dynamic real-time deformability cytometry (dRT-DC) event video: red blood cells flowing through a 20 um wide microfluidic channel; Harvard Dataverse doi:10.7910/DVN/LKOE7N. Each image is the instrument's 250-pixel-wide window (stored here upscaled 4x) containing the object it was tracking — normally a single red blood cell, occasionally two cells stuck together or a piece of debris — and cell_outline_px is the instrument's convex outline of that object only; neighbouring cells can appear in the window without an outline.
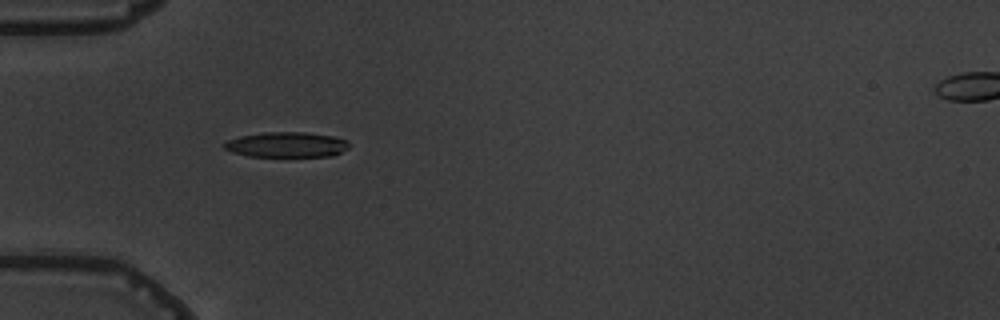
{"species": "common noctule bat (a hibernating species)", "species_latin": "Nyctalus noctula", "temperature_condition": "warm", "stored_images_in_passage": 10, "camera_frame_rate_fps": 3000, "um_per_image_px": 0.085, "animal": {"sex": "male", "body_mass_g": 19.5, "forearm_length_mm": 54.6}, "frame": {"image": 1, "passage_image": 4, "time_ms": 4.0, "image_size_px": [1000, 320], "cell_outline_px": [[348, 148], [332, 156], [248, 156], [232, 152], [224, 148], [220, 144], [228, 140], [240, 136], [264, 132], [304, 132], [332, 136], [348, 140]], "centroid_in_image_um": [24.32, 12.29], "position_along_channel_um": 60.7, "area_um2": 18.32}}
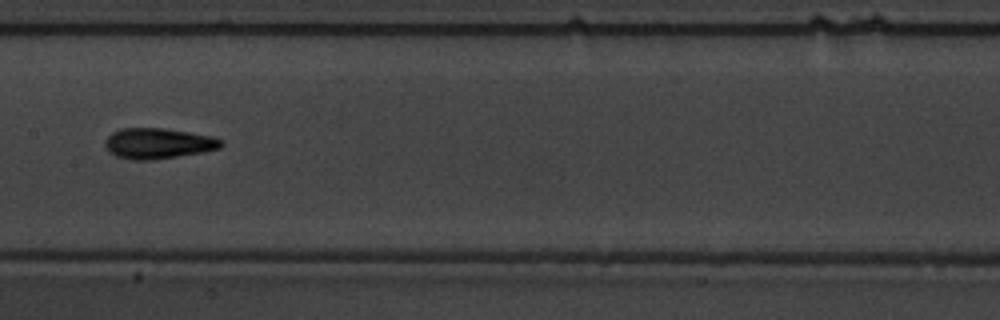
{"frame": {"image": 2, "passage_image": 7, "time_ms": 7.667, "image_size_px": [1000, 320], "cell_outline_px": [[224, 144], [220, 148], [200, 152], [152, 160], [132, 160], [116, 156], [108, 152], [104, 144], [104, 140], [112, 132], [120, 128], [164, 128], [212, 136], [224, 140]], "centroid_in_image_um": [13.41, 12.18], "position_along_channel_um": 194.0, "area_um2": 20.75}}
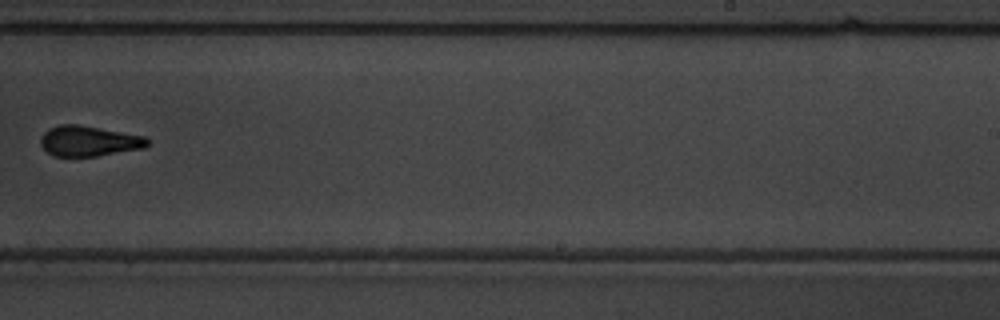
{"frame": {"image": 3, "passage_image": 9, "time_ms": 10.0, "image_size_px": [1000, 320], "cell_outline_px": [[148, 144], [144, 148], [96, 156], [56, 156], [48, 152], [40, 144], [40, 140], [44, 132], [48, 128], [60, 124], [76, 124], [144, 136], [148, 140]], "centroid_in_image_um": [7.53, 11.98], "position_along_channel_um": 281.5, "area_um2": 18.67}}